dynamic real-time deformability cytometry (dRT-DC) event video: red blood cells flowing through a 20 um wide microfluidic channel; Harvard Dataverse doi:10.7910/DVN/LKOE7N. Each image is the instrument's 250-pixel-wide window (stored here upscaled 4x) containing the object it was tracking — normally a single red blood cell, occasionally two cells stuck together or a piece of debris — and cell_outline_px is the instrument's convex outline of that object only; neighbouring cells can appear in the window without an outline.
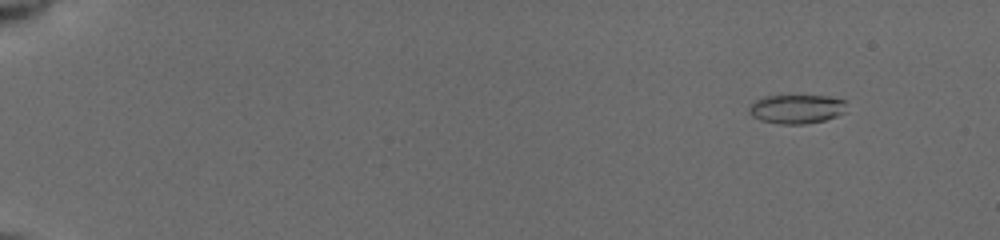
{"species": "common noctule bat (a hibernating species)", "species_latin": "Nyctalus noctula", "temperature_condition": "cold", "stored_images_in_passage": 14, "camera_frame_rate_fps": 3000, "um_per_image_px": 0.085, "animal": {"sex": "female", "body_mass_g": 19.5, "forearm_length_mm": 54.1}, "frame": {"image": 1, "passage_image": 1, "time_ms": 0.0, "image_size_px": [1000, 240], "cell_outline_px": [[848, 112], [824, 120], [804, 124], [780, 124], [760, 120], [752, 116], [748, 112], [748, 108], [756, 100], [764, 96], [828, 96], [844, 100]], "centroid_in_image_um": [67.72, 9.27], "position_along_channel_um": 17.3, "area_um2": 16.53}}
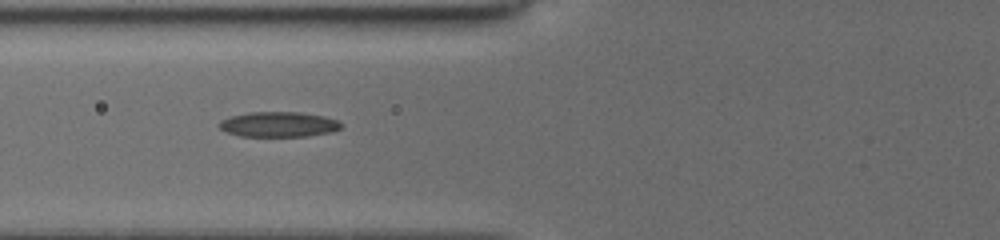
{"frame": {"image": 2, "passage_image": 11, "time_ms": 6.0, "image_size_px": [1000, 240], "cell_outline_px": [[340, 128], [332, 132], [308, 136], [240, 136], [228, 132], [220, 128], [220, 120], [232, 116], [248, 112], [300, 112], [324, 116], [336, 120], [340, 124]], "centroid_in_image_um": [23.68, 10.57], "position_along_channel_um": 102.1, "area_um2": 17.69}}
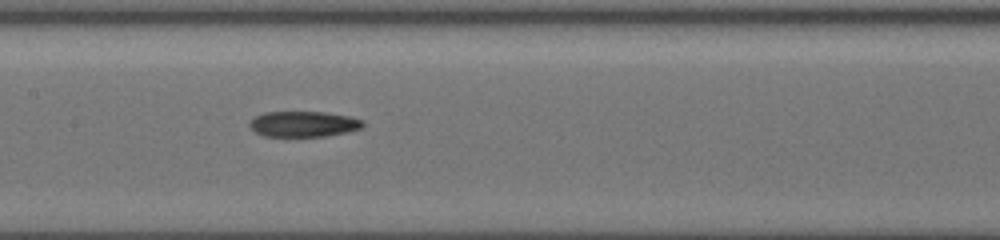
{"frame": {"image": 3, "passage_image": 14, "time_ms": 8.0, "image_size_px": [1000, 240], "cell_outline_px": [[364, 124], [360, 128], [344, 132], [324, 136], [264, 136], [256, 132], [248, 124], [256, 116], [264, 112], [324, 112], [348, 116], [360, 120]], "centroid_in_image_um": [25.75, 10.54], "position_along_channel_um": 181.6, "area_um2": 16.53}}